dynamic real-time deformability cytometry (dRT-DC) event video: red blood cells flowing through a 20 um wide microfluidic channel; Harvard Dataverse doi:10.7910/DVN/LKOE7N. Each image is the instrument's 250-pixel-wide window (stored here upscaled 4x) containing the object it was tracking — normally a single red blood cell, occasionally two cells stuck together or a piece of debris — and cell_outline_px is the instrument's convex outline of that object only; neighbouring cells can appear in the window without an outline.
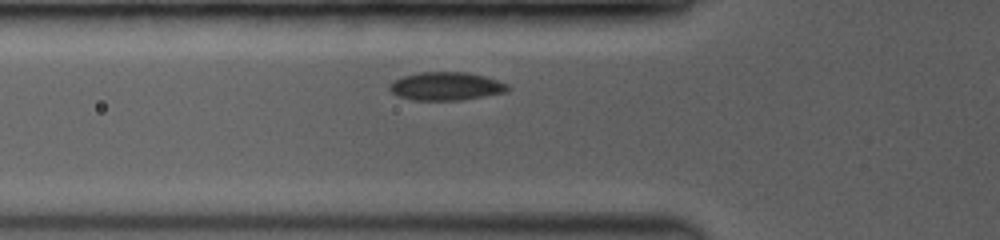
{"species": "common noctule bat (a hibernating species)", "species_latin": "Nyctalus noctula", "temperature_condition": "room temperature", "stored_images_in_passage": 35, "camera_frame_rate_fps": 3500, "um_per_image_px": 0.085, "animal": {"sex": "female", "body_mass_g": 19.0, "forearm_length_mm": 53.3}, "frame": {"image": 1, "passage_image": 6, "time_ms": 1.429, "image_size_px": [1000, 240], "cell_outline_px": [[508, 88], [504, 92], [484, 96], [460, 100], [412, 100], [400, 96], [392, 92], [388, 88], [388, 84], [404, 76], [420, 72], [468, 72], [484, 76], [508, 84]], "centroid_in_image_um": [37.89, 7.32], "position_along_channel_um": 87.9, "area_um2": 19.19}}
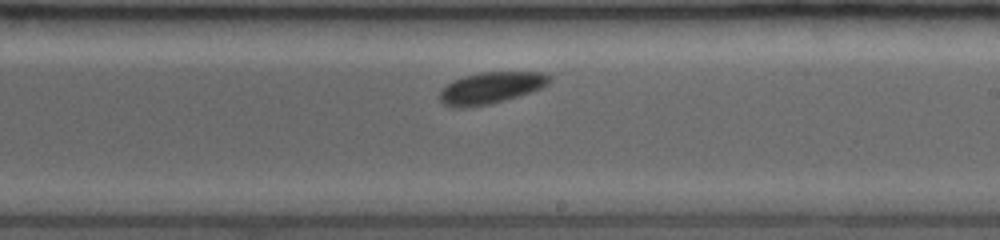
{"frame": {"image": 2, "passage_image": 20, "time_ms": 5.429, "image_size_px": [1000, 240], "cell_outline_px": [[552, 80], [548, 84], [540, 88], [504, 100], [488, 104], [464, 108], [452, 108], [444, 104], [440, 100], [440, 88], [452, 80], [464, 76], [480, 72], [544, 72], [552, 76]], "centroid_in_image_um": [41.69, 7.46], "position_along_channel_um": 247.3, "area_um2": 20.23}}
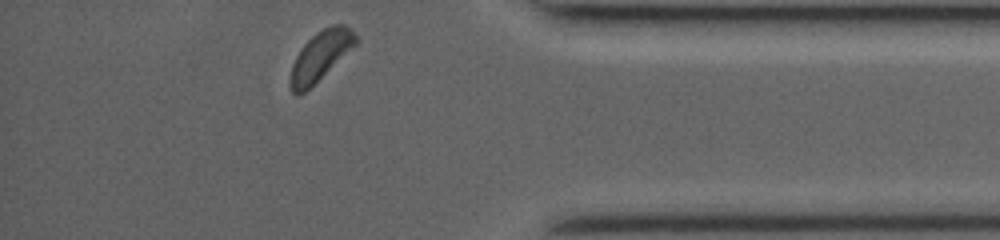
{"frame": {"image": 3, "passage_image": 35, "time_ms": 9.714, "image_size_px": [1000, 240], "cell_outline_px": [[360, 40], [356, 44], [300, 96], [296, 96], [292, 92], [288, 84], [288, 80], [292, 64], [300, 48], [316, 32], [332, 24], [344, 24]], "centroid_in_image_um": [27.18, 4.77], "position_along_channel_um": 408.0, "area_um2": 18.61}, "authors_computed_cell_mechanics": {"area_um2": 19.4786, "velocity_mm_per_s": 4.004, "shape_relaxation_time_tau1_ms": 2.6141, "shape_relaxation_time_tau2_ms": null, "deformation_change_tau1": 0.0625, "deformation_change_tau2": null}}